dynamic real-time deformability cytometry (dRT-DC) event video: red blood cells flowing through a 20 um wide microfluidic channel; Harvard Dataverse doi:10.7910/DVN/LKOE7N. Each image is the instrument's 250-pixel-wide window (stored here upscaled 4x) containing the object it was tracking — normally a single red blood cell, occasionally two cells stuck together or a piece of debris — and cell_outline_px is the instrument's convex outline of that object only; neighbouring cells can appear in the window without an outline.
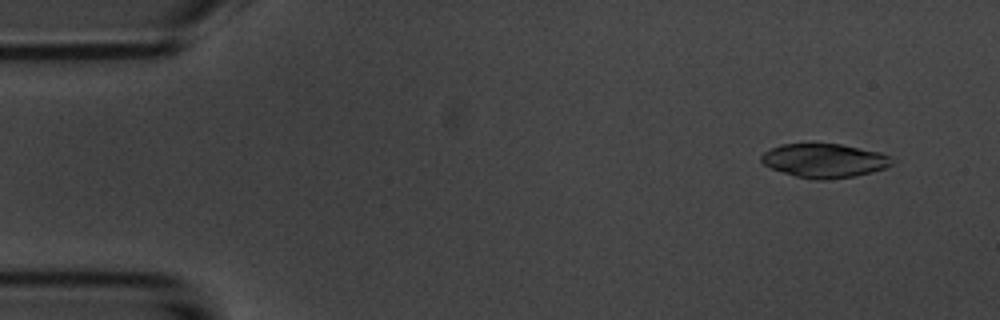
{"species": "common noctule bat (a hibernating species)", "species_latin": "Nyctalus noctula", "temperature_condition": "room temperature", "stored_images_in_passage": 5, "camera_frame_rate_fps": 3000, "um_per_image_px": 0.085, "animal": {"sex": "male", "body_mass_g": 20.1, "forearm_length_mm": 53.5}, "frame": {"image": 1, "passage_image": 1, "time_ms": 0.0, "image_size_px": [1000, 320], "cell_outline_px": [[892, 164], [884, 168], [872, 172], [856, 176], [828, 180], [816, 180], [796, 176], [772, 168], [764, 164], [760, 160], [760, 156], [764, 152], [780, 144], [840, 144], [880, 152], [892, 156]], "centroid_in_image_um": [70.09, 13.66], "position_along_channel_um": 14.9, "area_um2": 25.78}}
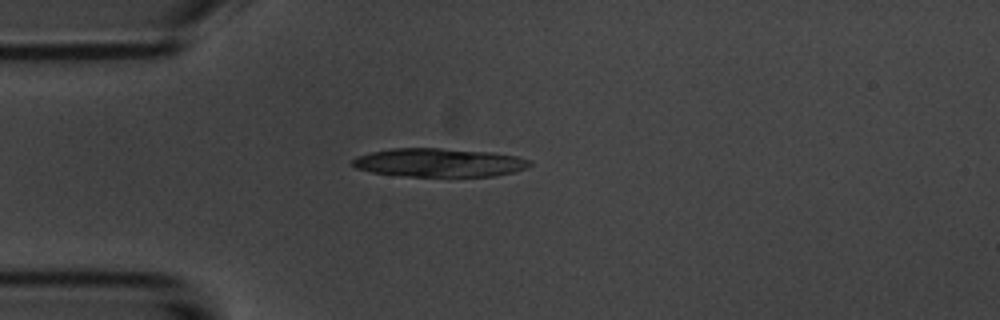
{"frame": {"image": 2, "passage_image": 4, "time_ms": 3.333, "image_size_px": [1000, 320], "cell_outline_px": [[532, 164], [528, 168], [496, 176], [408, 176], [372, 172], [356, 168], [352, 164], [352, 160], [356, 156], [372, 152], [392, 148], [440, 148], [492, 152], [516, 156], [532, 160]], "centroid_in_image_um": [37.36, 13.81], "position_along_channel_um": 47.6, "area_um2": 29.48}}